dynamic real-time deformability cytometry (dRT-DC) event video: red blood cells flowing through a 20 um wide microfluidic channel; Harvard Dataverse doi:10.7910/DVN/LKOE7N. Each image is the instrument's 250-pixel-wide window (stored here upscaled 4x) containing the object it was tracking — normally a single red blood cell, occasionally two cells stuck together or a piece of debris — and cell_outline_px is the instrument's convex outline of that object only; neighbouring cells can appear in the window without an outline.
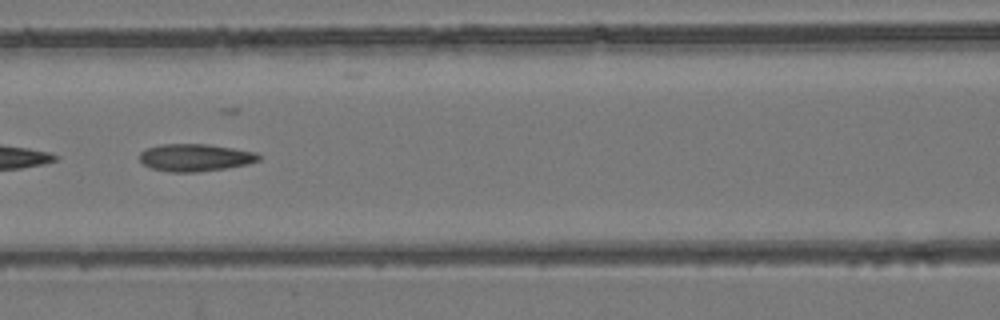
{"species": "common noctule bat (a hibernating species)", "species_latin": "Nyctalus noctula", "temperature_condition": "room temperature", "stored_images_in_passage": 5, "camera_frame_rate_fps": 3000, "um_per_image_px": 0.085, "animal": {"sex": "female", "body_mass_g": 24.6, "forearm_length_mm": 56.2}, "frame": {"image": 1, "passage_image": 3, "time_ms": 0.667, "image_size_px": [1000, 320], "cell_outline_px": [[260, 160], [248, 164], [224, 168], [196, 172], [168, 172], [152, 168], [144, 164], [140, 160], [140, 152], [148, 148], [160, 144], [208, 144], [256, 152], [260, 156]], "centroid_in_image_um": [16.59, 13.39], "position_along_channel_um": 150.0, "area_um2": 18.9}}
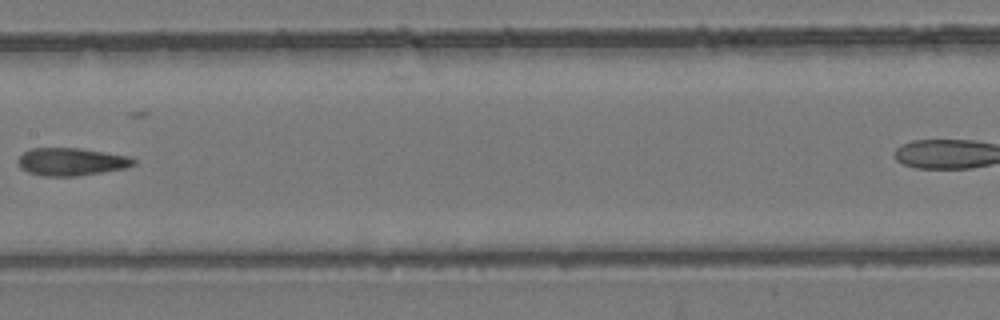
{"frame": {"image": 2, "passage_image": 4, "time_ms": 1.0, "image_size_px": [1000, 320], "cell_outline_px": [[136, 164], [124, 168], [76, 176], [44, 176], [28, 172], [20, 168], [16, 160], [24, 152], [32, 148], [80, 148], [128, 156], [136, 160]], "centroid_in_image_um": [6.03, 13.74], "position_along_channel_um": 201.4, "area_um2": 18.55}}
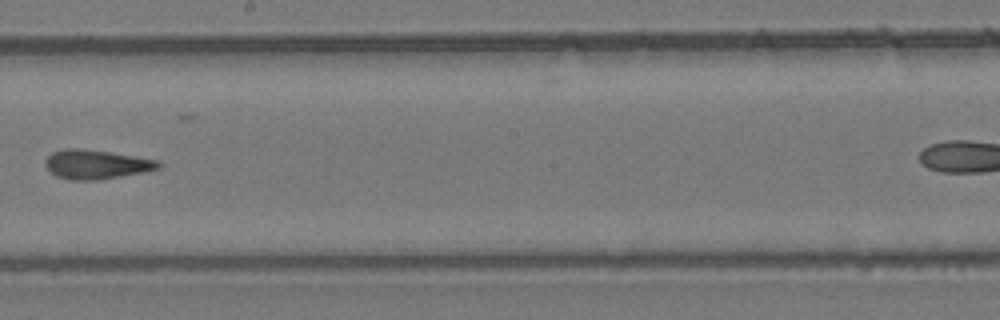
{"frame": {"image": 3, "passage_image": 5, "time_ms": 1.333, "image_size_px": [1000, 320], "cell_outline_px": [[160, 168], [144, 172], [96, 180], [72, 180], [56, 176], [44, 164], [44, 160], [52, 152], [64, 148], [80, 148], [108, 152], [160, 160]], "centroid_in_image_um": [8.17, 13.96], "position_along_channel_um": 240.0, "area_um2": 19.13}}